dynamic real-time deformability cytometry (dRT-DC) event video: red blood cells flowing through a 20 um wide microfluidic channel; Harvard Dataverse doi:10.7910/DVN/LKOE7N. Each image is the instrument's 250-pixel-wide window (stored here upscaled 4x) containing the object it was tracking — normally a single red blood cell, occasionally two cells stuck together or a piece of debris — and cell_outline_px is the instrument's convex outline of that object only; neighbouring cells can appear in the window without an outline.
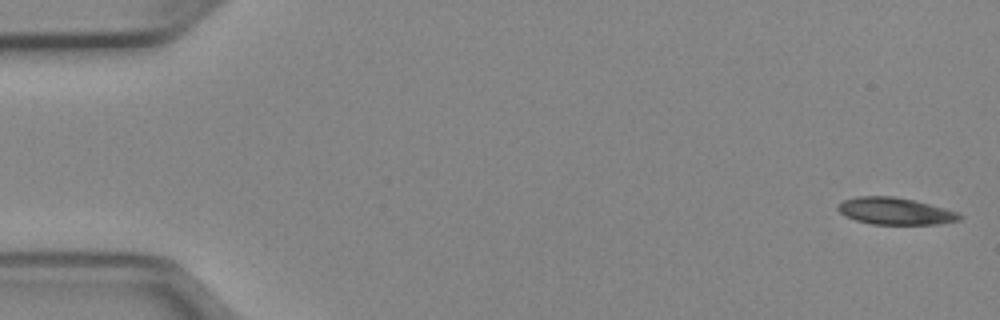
{"species": "Egyptian fruit bat (a non-hibernating species)", "species_latin": "Rousettus aegyptiacus", "temperature_condition": "cold", "stored_images_in_passage": 51, "camera_frame_rate_fps": 3000, "um_per_image_px": 0.085, "animal": {"sex": "female"}, "frame": {"image": 1, "passage_image": 1, "time_ms": 0.0, "image_size_px": [1000, 320], "cell_outline_px": [[964, 216], [960, 220], [940, 224], [872, 224], [856, 220], [844, 216], [836, 208], [836, 204], [844, 200], [856, 196], [892, 196], [916, 200], [944, 208], [956, 212]], "centroid_in_image_um": [76.07, 17.94], "position_along_channel_um": 8.9, "area_um2": 19.25}}
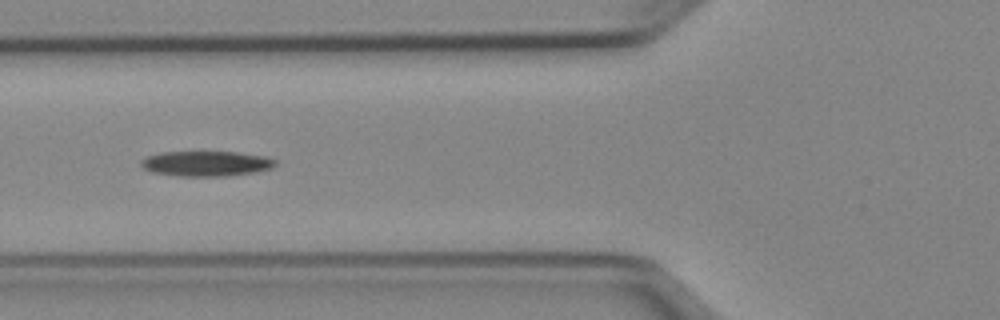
{"frame": {"image": 2, "passage_image": 19, "time_ms": 6.0, "image_size_px": [1000, 320], "cell_outline_px": [[276, 164], [272, 168], [252, 172], [228, 176], [180, 176], [152, 172], [144, 168], [140, 164], [140, 160], [148, 156], [164, 152], [236, 152], [264, 156], [276, 160]], "centroid_in_image_um": [17.52, 13.9], "position_along_channel_um": 108.3, "area_um2": 19.54}}
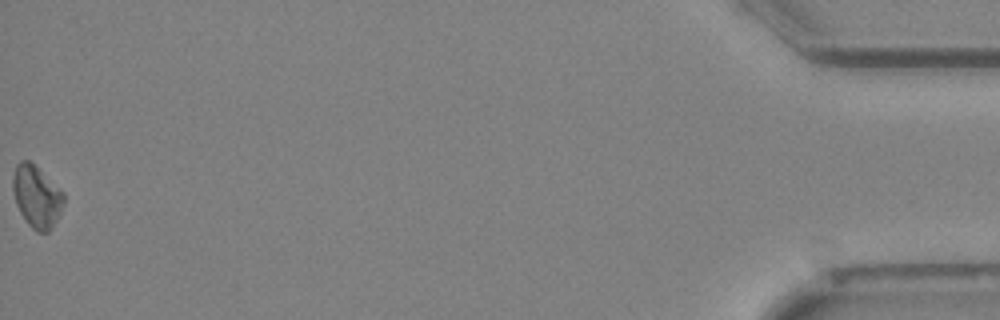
{"frame": {"image": 3, "passage_image": 51, "time_ms": 16.667, "image_size_px": [1000, 320], "cell_outline_px": [[64, 204], [56, 220], [48, 232], [36, 232], [28, 224], [20, 212], [16, 204], [12, 188], [12, 176], [16, 164], [20, 160], [28, 160], [60, 188], [64, 192]], "centroid_in_image_um": [3.1, 16.7], "position_along_channel_um": 432.1, "area_um2": 18.32}}